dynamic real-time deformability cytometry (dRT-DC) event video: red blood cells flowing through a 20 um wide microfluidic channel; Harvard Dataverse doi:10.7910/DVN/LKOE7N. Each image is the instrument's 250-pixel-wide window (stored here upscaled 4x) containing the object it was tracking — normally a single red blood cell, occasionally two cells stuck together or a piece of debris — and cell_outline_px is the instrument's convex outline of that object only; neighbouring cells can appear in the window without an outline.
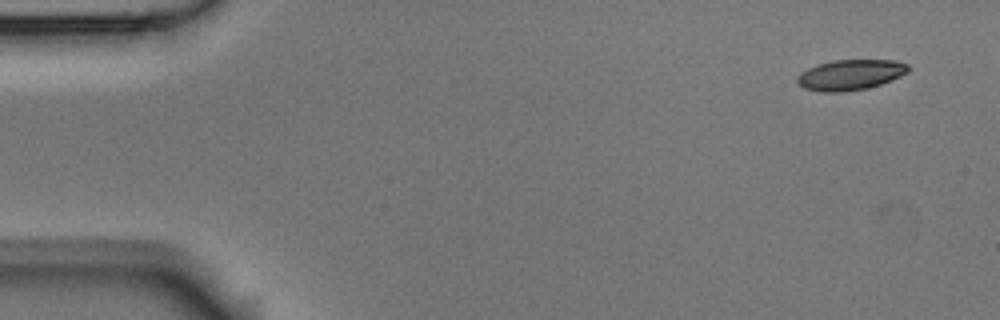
{"species": "Egyptian fruit bat (a non-hibernating species)", "species_latin": "Rousettus aegyptiacus", "temperature_condition": "room temperature", "stored_images_in_passage": 5, "camera_frame_rate_fps": 3000, "um_per_image_px": 0.085, "animal": {"sex": "male"}, "frame": {"image": 1, "passage_image": 1, "time_ms": 0.0, "image_size_px": [1000, 320], "cell_outline_px": [[908, 72], [900, 76], [880, 84], [864, 88], [844, 92], [824, 92], [804, 88], [796, 80], [796, 76], [800, 72], [816, 64], [832, 60], [896, 60], [908, 64]], "centroid_in_image_um": [72.25, 6.34], "position_along_channel_um": 12.8, "area_um2": 19.65}}